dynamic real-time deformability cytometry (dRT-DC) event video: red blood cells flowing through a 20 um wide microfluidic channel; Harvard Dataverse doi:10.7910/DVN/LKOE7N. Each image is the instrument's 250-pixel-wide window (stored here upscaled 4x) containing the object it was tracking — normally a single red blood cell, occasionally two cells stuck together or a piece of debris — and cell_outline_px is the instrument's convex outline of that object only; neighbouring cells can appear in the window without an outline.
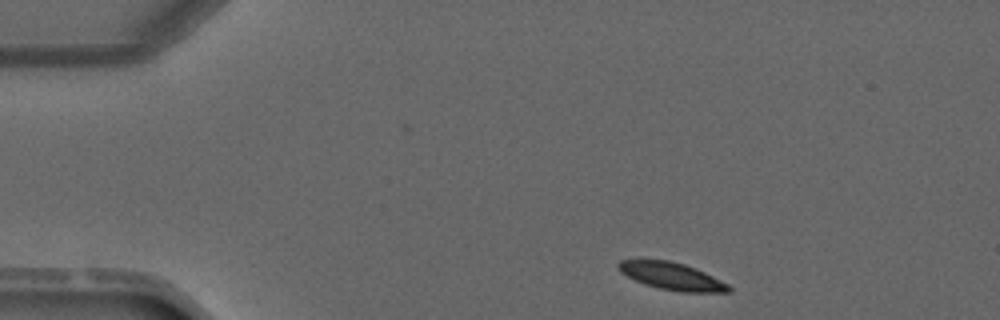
{"species": "common noctule bat (a hibernating species)", "species_latin": "Nyctalus noctula", "temperature_condition": "warm", "stored_images_in_passage": 2, "camera_frame_rate_fps": 3000, "um_per_image_px": 0.085, "animal": {"sex": "male", "forearm_length_mm": 52.5}, "frame": {"image": 1, "passage_image": 1, "time_ms": 0.0, "image_size_px": [1000, 320], "cell_outline_px": [[732, 292], [680, 292], [660, 288], [644, 284], [620, 272], [616, 268], [616, 264], [620, 260], [636, 256], [668, 260], [684, 264], [704, 272], [728, 284], [732, 288]], "centroid_in_image_um": [56.99, 23.42], "position_along_channel_um": 28.0, "area_um2": 18.15}}